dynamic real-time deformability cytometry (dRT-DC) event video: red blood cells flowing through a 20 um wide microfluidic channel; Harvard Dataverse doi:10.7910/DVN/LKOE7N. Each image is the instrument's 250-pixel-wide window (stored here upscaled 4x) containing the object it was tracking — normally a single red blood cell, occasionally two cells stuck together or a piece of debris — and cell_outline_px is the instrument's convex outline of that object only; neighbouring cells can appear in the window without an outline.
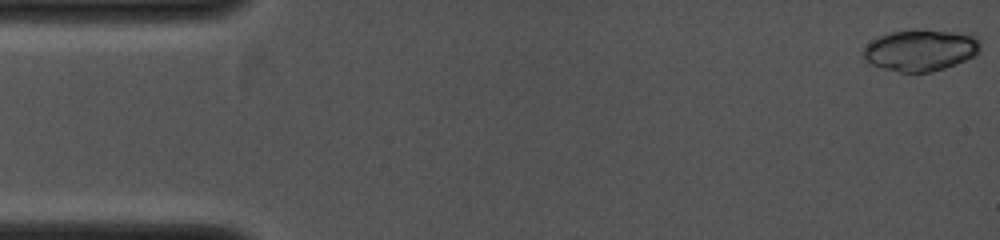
{"species": "common noctule bat (a hibernating species)", "species_latin": "Nyctalus noctula", "temperature_condition": "cold", "stored_images_in_passage": 11, "camera_frame_rate_fps": 4000, "um_per_image_px": 0.085, "animal": {"sex": "female", "body_mass_g": 19.0, "forearm_length_mm": 53.3}, "frame": {"image": 1, "passage_image": 1, "time_ms": 0.0, "image_size_px": [1000, 240], "cell_outline_px": [[980, 52], [956, 64], [932, 72], [900, 72], [884, 68], [872, 64], [864, 60], [864, 48], [872, 40], [880, 36], [892, 32], [912, 28], [920, 28], [972, 32], [980, 36]], "centroid_in_image_um": [78.33, 4.21], "position_along_channel_um": 6.7, "area_um2": 29.02}}
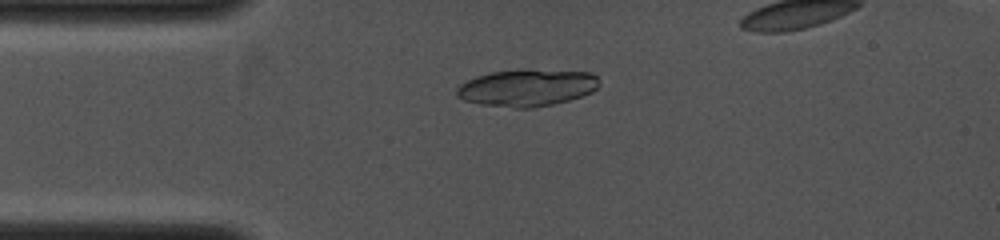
{"frame": {"image": 2, "passage_image": 9, "time_ms": 2.75, "image_size_px": [1000, 240], "cell_outline_px": [[600, 84], [592, 92], [568, 100], [552, 104], [532, 108], [512, 108], [480, 104], [464, 100], [456, 96], [456, 88], [460, 84], [476, 76], [492, 72], [592, 72], [596, 76]], "centroid_in_image_um": [44.75, 7.51], "position_along_channel_um": 40.3, "area_um2": 29.65}}